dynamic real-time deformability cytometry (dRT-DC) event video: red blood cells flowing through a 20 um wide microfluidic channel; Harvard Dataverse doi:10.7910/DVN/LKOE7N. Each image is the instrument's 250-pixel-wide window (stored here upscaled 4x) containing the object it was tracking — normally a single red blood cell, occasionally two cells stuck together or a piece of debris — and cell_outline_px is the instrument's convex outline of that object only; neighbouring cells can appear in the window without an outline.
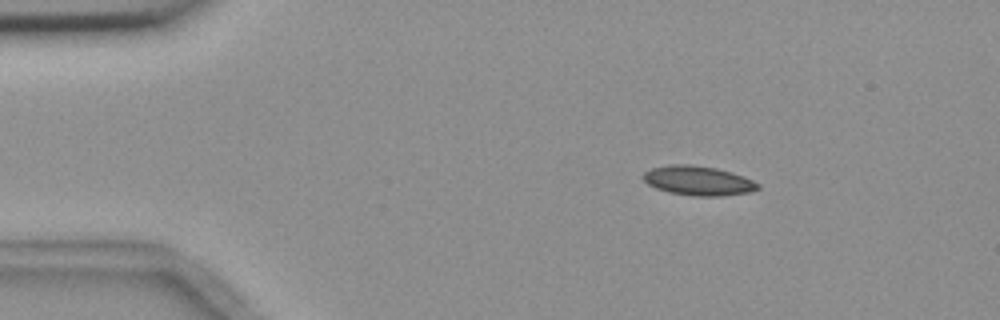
{"species": "common noctule bat (a hibernating species)", "species_latin": "Nyctalus noctula", "temperature_condition": "room temperature", "stored_images_in_passage": 3, "camera_frame_rate_fps": 3000, "um_per_image_px": 0.085, "animal": {"sex": "female", "body_mass_g": 18.4}, "frame": {"image": 1, "passage_image": 1, "time_ms": 0.0, "image_size_px": [1000, 320], "cell_outline_px": [[760, 188], [752, 192], [720, 196], [692, 196], [668, 192], [656, 188], [648, 184], [640, 176], [644, 172], [652, 168], [672, 164], [688, 164], [716, 168], [732, 172], [744, 176], [760, 184]], "centroid_in_image_um": [59.35, 15.36], "position_along_channel_um": 25.6, "area_um2": 19.83}}